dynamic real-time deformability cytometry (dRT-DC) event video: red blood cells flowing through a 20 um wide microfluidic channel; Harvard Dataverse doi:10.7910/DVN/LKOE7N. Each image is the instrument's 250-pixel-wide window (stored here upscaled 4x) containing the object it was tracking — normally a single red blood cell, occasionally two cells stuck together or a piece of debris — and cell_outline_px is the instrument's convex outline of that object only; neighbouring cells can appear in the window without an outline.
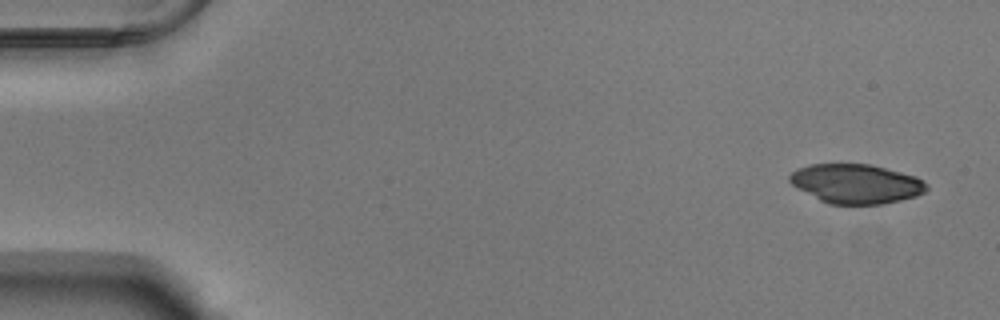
{"species": "Egyptian fruit bat (a non-hibernating species)", "species_latin": "Rousettus aegyptiacus", "temperature_condition": "warm", "stored_images_in_passage": 51, "camera_frame_rate_fps": 3000, "um_per_image_px": 0.085, "animal": {"sex": "male"}, "frame": {"image": 1, "passage_image": 1, "time_ms": 0.0, "image_size_px": [1000, 320], "cell_outline_px": [[928, 188], [924, 192], [916, 196], [900, 200], [880, 204], [828, 204], [820, 200], [792, 184], [788, 180], [788, 176], [796, 168], [812, 164], [872, 164], [916, 176], [924, 180], [928, 184]], "centroid_in_image_um": [72.79, 15.61], "position_along_channel_um": 12.2, "area_um2": 31.39}}